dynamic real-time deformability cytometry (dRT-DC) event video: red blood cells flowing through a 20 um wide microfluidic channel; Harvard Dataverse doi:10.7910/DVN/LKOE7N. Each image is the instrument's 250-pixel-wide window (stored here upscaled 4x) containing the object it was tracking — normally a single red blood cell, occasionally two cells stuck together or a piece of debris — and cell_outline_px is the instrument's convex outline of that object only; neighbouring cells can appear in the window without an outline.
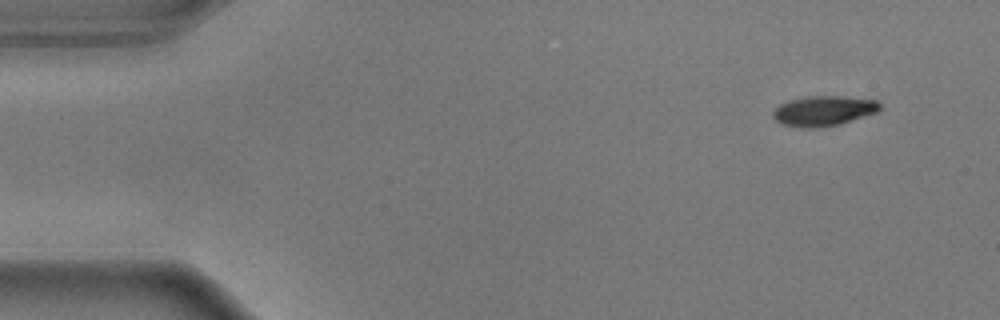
{"species": "common noctule bat (a hibernating species)", "species_latin": "Nyctalus noctula", "temperature_condition": "warm", "stored_images_in_passage": 52, "camera_frame_rate_fps": 3000, "um_per_image_px": 0.085, "animal": {"sex": "male", "body_mass_g": 17.9}, "frame": {"image": 1, "passage_image": 1, "time_ms": 0.0, "image_size_px": [1000, 320], "cell_outline_px": [[884, 108], [880, 112], [840, 124], [816, 128], [800, 128], [784, 124], [776, 120], [772, 116], [772, 112], [780, 104], [788, 100], [812, 96], [844, 96], [876, 100]], "centroid_in_image_um": [70.06, 9.42], "position_along_channel_um": 14.9, "area_um2": 18.96}}
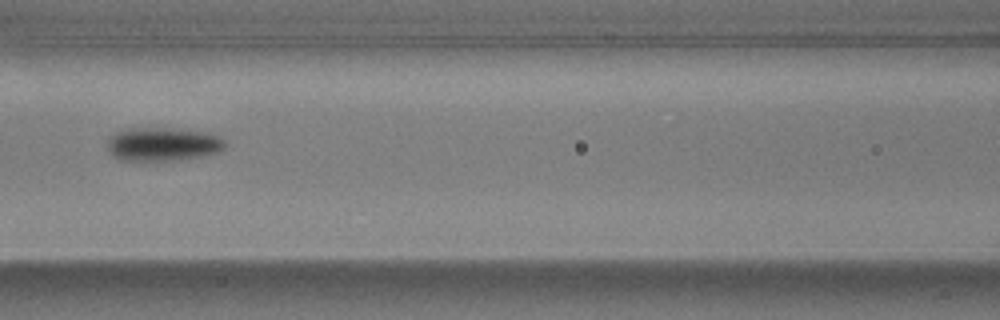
{"frame": {"image": 2, "passage_image": 21, "time_ms": 6.667, "image_size_px": [1000, 320], "cell_outline_px": [[224, 148], [220, 152], [204, 156], [172, 160], [120, 160], [112, 156], [108, 152], [108, 136], [124, 128], [172, 128], [204, 132], [216, 136], [224, 140]], "centroid_in_image_um": [13.78, 12.25], "position_along_channel_um": 152.8, "area_um2": 23.06}}
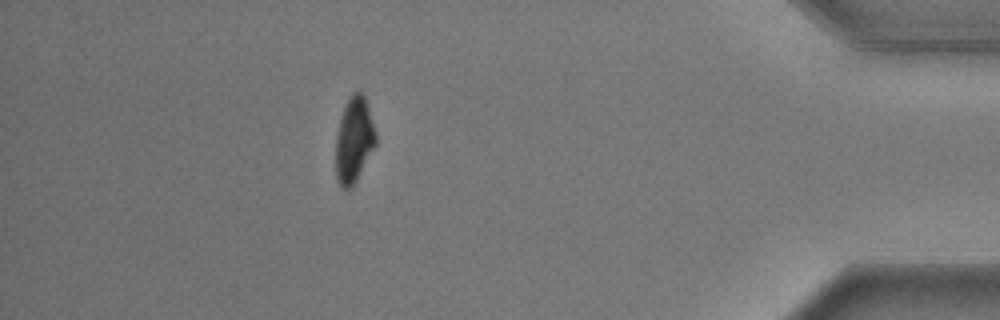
{"frame": {"image": 3, "passage_image": 46, "time_ms": 15.0, "image_size_px": [1000, 320], "cell_outline_px": [[376, 144], [352, 188], [340, 188], [336, 180], [336, 136], [340, 120], [344, 108], [352, 92], [360, 92], [364, 96], [376, 132]], "centroid_in_image_um": [30.08, 11.94], "position_along_channel_um": 405.1, "area_um2": 19.71}, "authors_computed_cell_mechanics": {"area_um2": 20.8658, "velocity_mm_per_s": 3.6169, "shape_relaxation_time_tau1_ms": 2.2009, "shape_relaxation_time_tau2_ms": 4.0944, "deformation_change_tau1": 0.1451, "deformation_change_tau2": 0.0626}}